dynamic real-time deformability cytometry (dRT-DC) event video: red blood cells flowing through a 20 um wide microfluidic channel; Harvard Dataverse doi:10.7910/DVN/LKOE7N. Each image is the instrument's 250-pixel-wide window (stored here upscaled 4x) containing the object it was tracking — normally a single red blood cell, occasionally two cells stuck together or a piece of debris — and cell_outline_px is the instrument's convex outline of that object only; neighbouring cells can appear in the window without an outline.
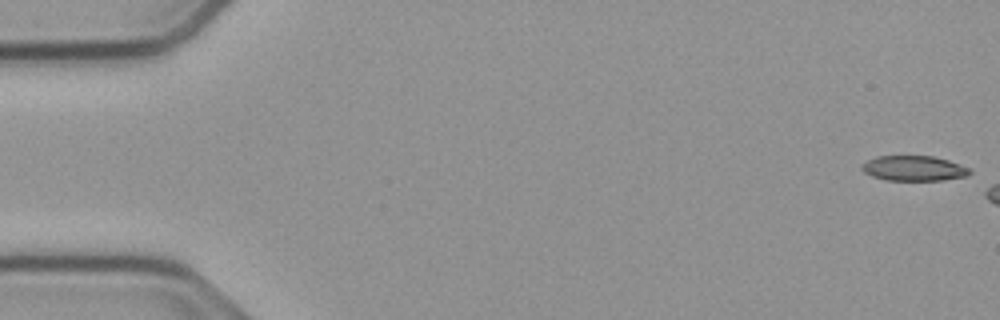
{"species": "common noctule bat (a hibernating species)", "species_latin": "Nyctalus noctula", "temperature_condition": "cold", "stored_images_in_passage": 6, "camera_frame_rate_fps": 3000, "um_per_image_px": 0.085, "animal": {"sex": "male", "body_mass_g": 23.1, "forearm_length_mm": 52.7}, "frame": {"image": 1, "passage_image": 1, "time_ms": 0.0, "image_size_px": [1000, 320], "cell_outline_px": [[972, 172], [968, 176], [944, 180], [888, 180], [872, 176], [864, 172], [860, 168], [868, 160], [876, 156], [932, 156], [948, 160], [972, 168]], "centroid_in_image_um": [77.73, 14.31], "position_along_channel_um": 7.3, "area_um2": 15.84}}